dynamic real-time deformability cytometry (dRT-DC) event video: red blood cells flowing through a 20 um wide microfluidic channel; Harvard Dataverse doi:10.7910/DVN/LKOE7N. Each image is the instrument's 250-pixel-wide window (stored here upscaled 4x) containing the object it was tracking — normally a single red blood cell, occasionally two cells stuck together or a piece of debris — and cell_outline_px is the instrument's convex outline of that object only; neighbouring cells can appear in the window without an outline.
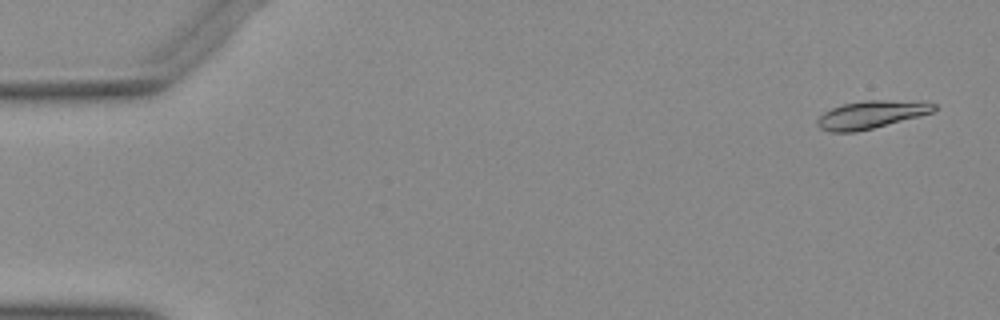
{"species": "Egyptian fruit bat (a non-hibernating species)", "species_latin": "Rousettus aegyptiacus", "temperature_condition": "warm", "stored_images_in_passage": 47, "camera_frame_rate_fps": 3000, "um_per_image_px": 0.085, "animal": {"sex": "female"}, "frame": {"image": 1, "passage_image": 2, "time_ms": 0.333, "image_size_px": [1000, 320], "cell_outline_px": [[936, 108], [932, 112], [920, 116], [856, 132], [828, 132], [820, 128], [816, 124], [816, 120], [824, 112], [832, 108], [844, 104], [864, 100], [884, 100], [936, 104]], "centroid_in_image_um": [73.97, 9.76], "position_along_channel_um": 11.0, "area_um2": 18.5}}
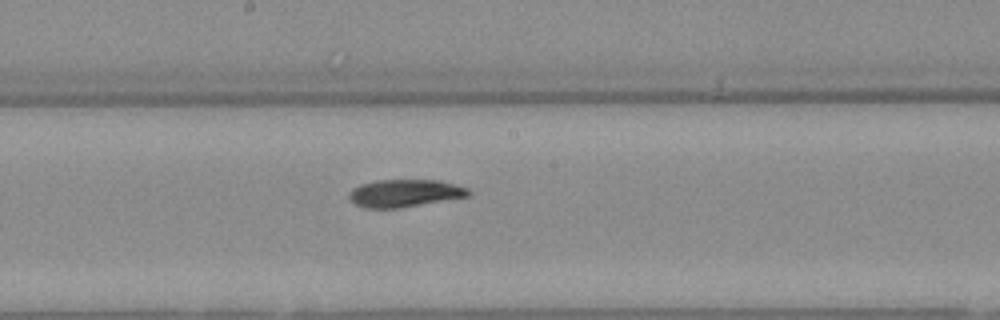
{"frame": {"image": 2, "passage_image": 28, "time_ms": 9.0, "image_size_px": [1000, 320], "cell_outline_px": [[472, 192], [468, 196], [400, 208], [364, 208], [356, 204], [348, 196], [352, 188], [360, 184], [376, 180], [440, 180], [456, 184], [468, 188]], "centroid_in_image_um": [34.41, 16.41], "position_along_channel_um": 213.8, "area_um2": 19.19}}
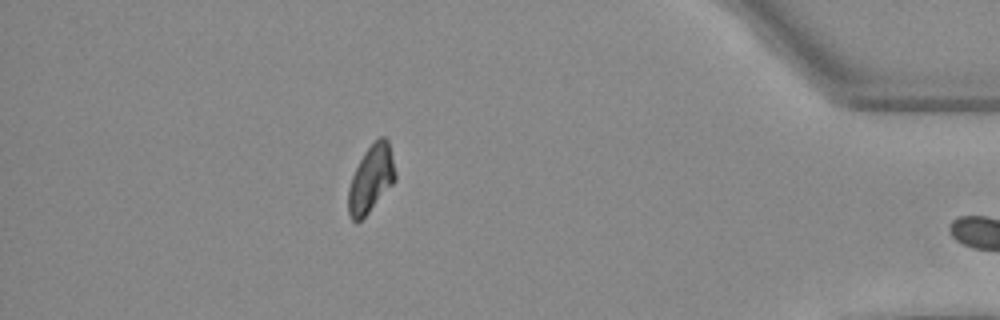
{"frame": {"image": 3, "passage_image": 46, "time_ms": 15.0, "image_size_px": [1000, 320], "cell_outline_px": [[396, 180], [368, 212], [360, 220], [352, 220], [348, 212], [348, 188], [352, 176], [364, 152], [380, 136], [384, 136], [388, 140], [396, 172]], "centroid_in_image_um": [31.54, 15.18], "position_along_channel_um": 403.7, "area_um2": 18.03}}